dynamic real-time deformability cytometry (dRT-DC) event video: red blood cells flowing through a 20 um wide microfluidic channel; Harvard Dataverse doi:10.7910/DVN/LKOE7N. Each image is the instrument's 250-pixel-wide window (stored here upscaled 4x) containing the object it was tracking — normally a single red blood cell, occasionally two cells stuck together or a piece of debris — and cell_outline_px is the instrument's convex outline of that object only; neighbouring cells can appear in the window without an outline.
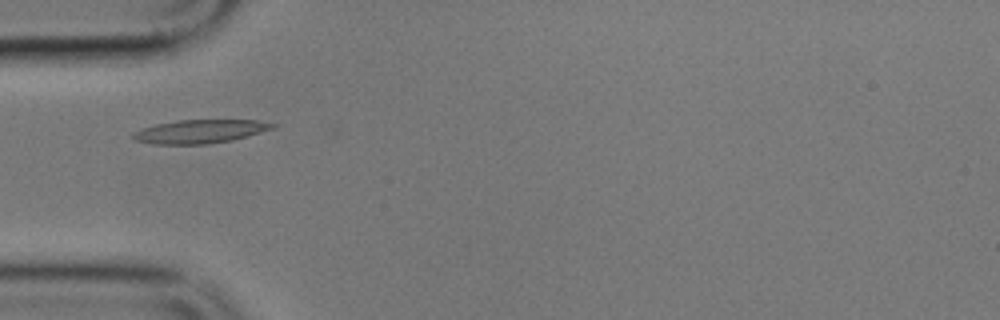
{"species": "common noctule bat (a hibernating species)", "species_latin": "Nyctalus noctula", "temperature_condition": "cold", "stored_images_in_passage": 5, "camera_frame_rate_fps": 3000, "um_per_image_px": 0.085, "animal": {"sex": "male", "body_mass_g": 17.9}, "frame": {"image": 1, "passage_image": 3, "time_ms": 3.333, "image_size_px": [1000, 320], "cell_outline_px": [[276, 128], [232, 140], [208, 144], [152, 144], [132, 140], [132, 132], [140, 128], [156, 124], [180, 120], [256, 120], [276, 124]], "centroid_in_image_um": [16.96, 11.18], "position_along_channel_um": 68.0, "area_um2": 19.25}}
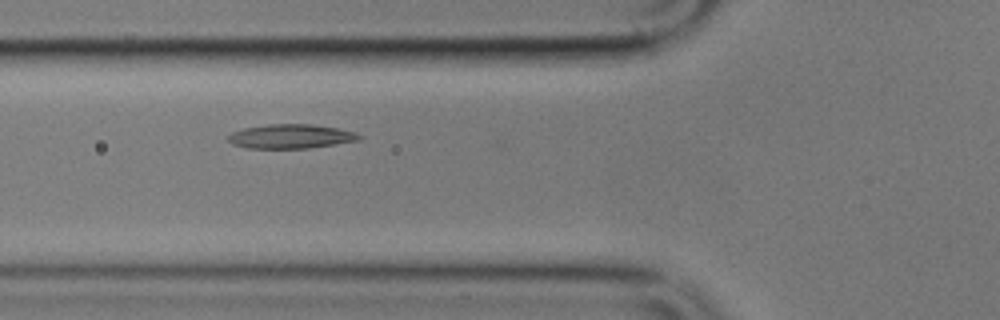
{"frame": {"image": 2, "passage_image": 4, "time_ms": 4.333, "image_size_px": [1000, 320], "cell_outline_px": [[364, 136], [360, 140], [308, 148], [248, 148], [232, 144], [228, 140], [228, 136], [232, 132], [244, 128], [268, 124], [312, 124], [340, 128], [356, 132]], "centroid_in_image_um": [24.76, 11.58], "position_along_channel_um": 101.0, "area_um2": 18.55}}
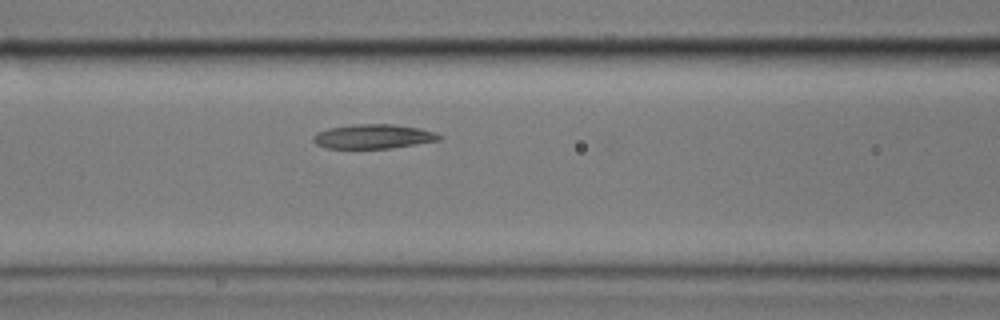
{"frame": {"image": 3, "passage_image": 5, "time_ms": 5.333, "image_size_px": [1000, 320], "cell_outline_px": [[444, 136], [440, 140], [416, 144], [388, 148], [324, 148], [316, 144], [312, 140], [312, 136], [316, 132], [328, 128], [352, 124], [392, 124], [420, 128], [436, 132]], "centroid_in_image_um": [31.72, 11.59], "position_along_channel_um": 134.9, "area_um2": 18.03}}